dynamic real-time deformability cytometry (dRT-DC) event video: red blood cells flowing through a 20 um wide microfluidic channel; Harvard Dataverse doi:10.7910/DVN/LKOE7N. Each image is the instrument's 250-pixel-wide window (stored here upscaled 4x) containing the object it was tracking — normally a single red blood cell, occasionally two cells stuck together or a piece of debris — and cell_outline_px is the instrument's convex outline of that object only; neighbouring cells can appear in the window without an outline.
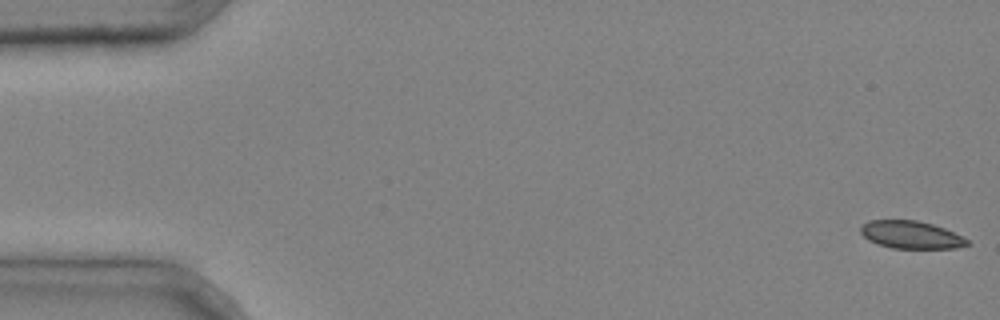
{"species": "common noctule bat (a hibernating species)", "species_latin": "Nyctalus noctula", "temperature_condition": "cold", "stored_images_in_passage": 4, "camera_frame_rate_fps": 3000, "um_per_image_px": 0.085, "animal": {"sex": "male", "body_mass_g": 20.4}, "frame": {"image": 1, "passage_image": 1, "time_ms": 0.0, "image_size_px": [1000, 320], "cell_outline_px": [[972, 244], [956, 248], [892, 248], [868, 240], [860, 232], [860, 224], [868, 220], [916, 220], [932, 224], [944, 228], [968, 240]], "centroid_in_image_um": [77.41, 19.95], "position_along_channel_um": 7.6, "area_um2": 17.11}}
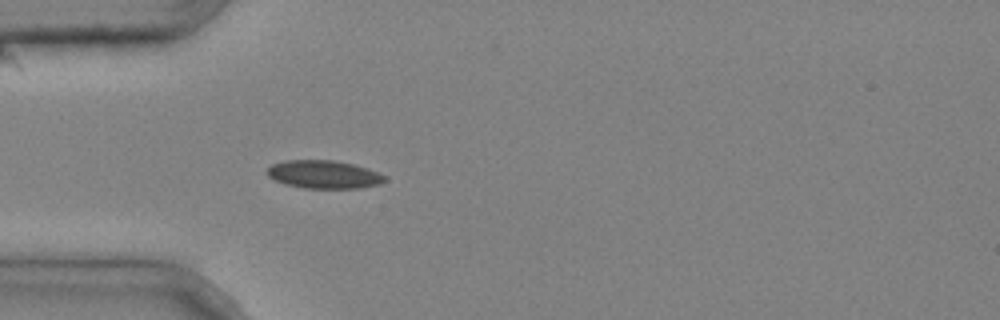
{"frame": {"image": 2, "passage_image": 4, "time_ms": 1.0, "image_size_px": [1000, 320], "cell_outline_px": [[388, 180], [380, 184], [360, 188], [304, 188], [284, 184], [268, 176], [264, 172], [272, 164], [288, 160], [332, 160], [352, 164], [368, 168], [388, 176]], "centroid_in_image_um": [27.55, 14.83], "position_along_channel_um": 57.4, "area_um2": 19.42}}